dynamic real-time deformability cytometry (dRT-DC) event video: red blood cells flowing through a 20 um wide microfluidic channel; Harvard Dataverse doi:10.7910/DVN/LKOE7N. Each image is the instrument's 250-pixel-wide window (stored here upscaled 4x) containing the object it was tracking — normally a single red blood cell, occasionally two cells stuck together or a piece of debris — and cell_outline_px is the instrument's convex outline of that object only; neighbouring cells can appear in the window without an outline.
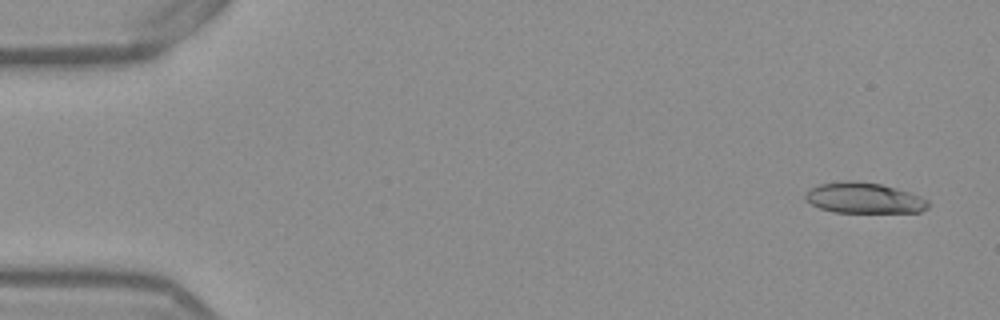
{"species": "Egyptian fruit bat (a non-hibernating species)", "species_latin": "Rousettus aegyptiacus", "temperature_condition": "warm", "stored_images_in_passage": 52, "segment_of_instrument_passage": [1, 2], "camera_frame_rate_fps": 3000, "um_per_image_px": 0.085, "frame": {"image": 1, "passage_image": 1, "time_ms": 0.0, "image_size_px": [1000, 320], "cell_outline_px": [[928, 208], [920, 212], [832, 212], [820, 208], [804, 200], [804, 196], [812, 188], [820, 184], [844, 180], [856, 180], [880, 184], [896, 188], [920, 196], [928, 200]], "centroid_in_image_um": [73.43, 16.83], "position_along_channel_um": 11.6, "area_um2": 21.91}}
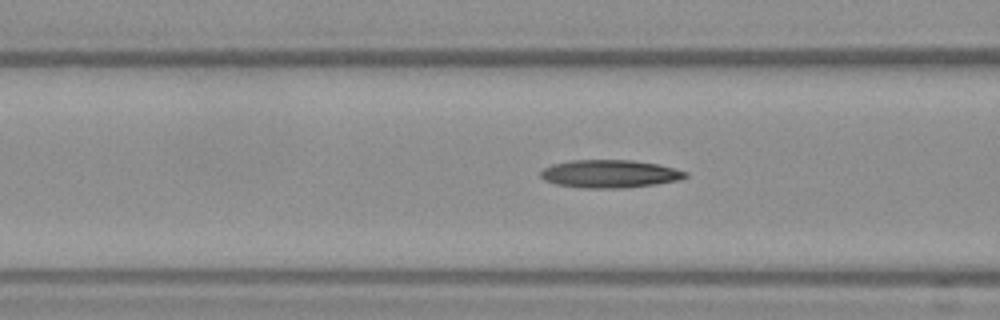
{"frame": {"image": 2, "passage_image": 19, "time_ms": 6.0, "image_size_px": [1000, 320], "cell_outline_px": [[688, 176], [680, 180], [656, 184], [620, 188], [584, 188], [556, 184], [544, 180], [540, 176], [540, 172], [544, 168], [552, 164], [568, 160], [632, 160], [660, 164], [676, 168], [688, 172]], "centroid_in_image_um": [51.85, 14.77], "position_along_channel_um": 114.7, "area_um2": 23.76}}
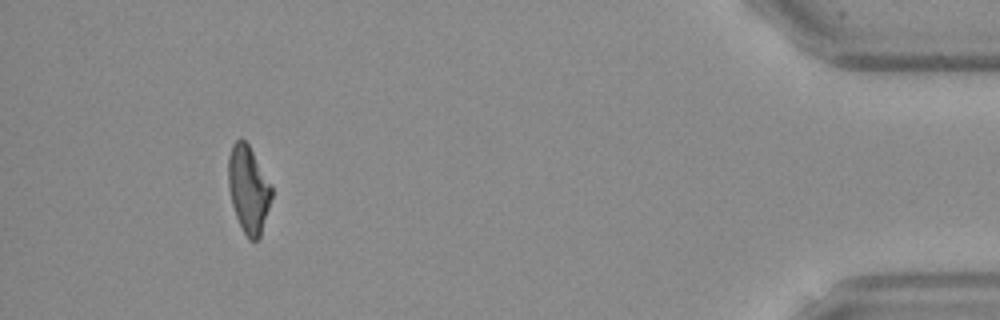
{"frame": {"image": 3, "passage_image": 47, "time_ms": 15.333, "image_size_px": [1000, 320], "cell_outline_px": [[272, 196], [260, 236], [256, 240], [248, 240], [236, 216], [232, 204], [228, 188], [228, 156], [232, 144], [236, 140], [244, 140], [248, 144], [272, 188]], "centroid_in_image_um": [21.09, 16.09], "position_along_channel_um": 414.1, "area_um2": 21.56}}